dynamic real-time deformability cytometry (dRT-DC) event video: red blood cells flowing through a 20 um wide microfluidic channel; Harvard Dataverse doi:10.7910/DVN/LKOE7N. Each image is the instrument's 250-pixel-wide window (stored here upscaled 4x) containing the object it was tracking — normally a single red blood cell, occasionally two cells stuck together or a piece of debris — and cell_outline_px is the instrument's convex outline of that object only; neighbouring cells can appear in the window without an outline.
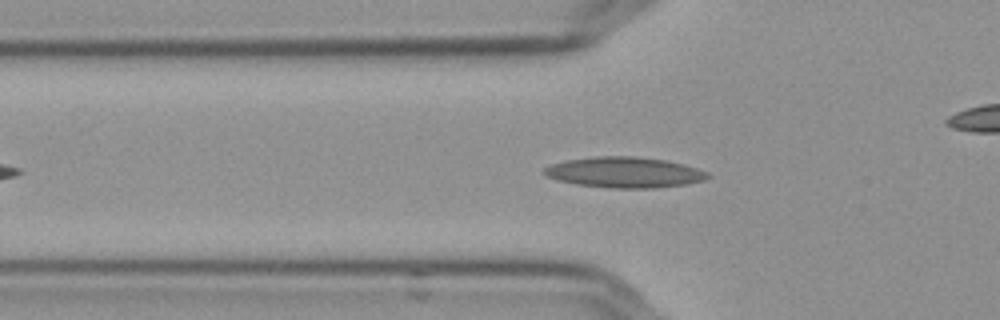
{"species": "Egyptian fruit bat (a non-hibernating species)", "species_latin": "Rousettus aegyptiacus", "temperature_condition": "cold", "stored_images_in_passage": 44, "camera_frame_rate_fps": 3000, "um_per_image_px": 0.085, "frame": {"image": 1, "passage_image": 11, "time_ms": 3.333, "image_size_px": [1000, 320], "cell_outline_px": [[712, 176], [704, 180], [688, 184], [656, 188], [608, 188], [576, 184], [556, 180], [544, 176], [544, 168], [552, 164], [568, 160], [600, 156], [632, 156], [664, 160], [684, 164], [708, 172]], "centroid_in_image_um": [53.1, 14.66], "position_along_channel_um": 72.7, "area_um2": 29.25}}
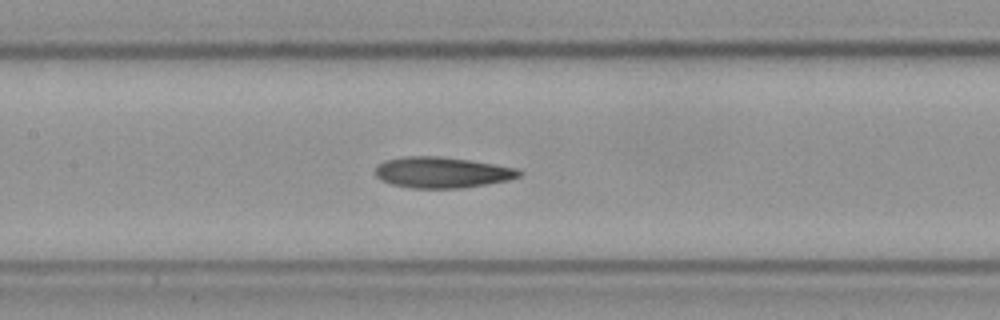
{"frame": {"image": 2, "passage_image": 19, "time_ms": 6.0, "image_size_px": [1000, 320], "cell_outline_px": [[524, 172], [520, 176], [508, 180], [460, 188], [412, 188], [392, 184], [380, 180], [376, 176], [376, 168], [384, 160], [404, 156], [440, 156], [468, 160], [516, 168]], "centroid_in_image_um": [37.55, 14.65], "position_along_channel_um": 169.9, "area_um2": 25.72}}
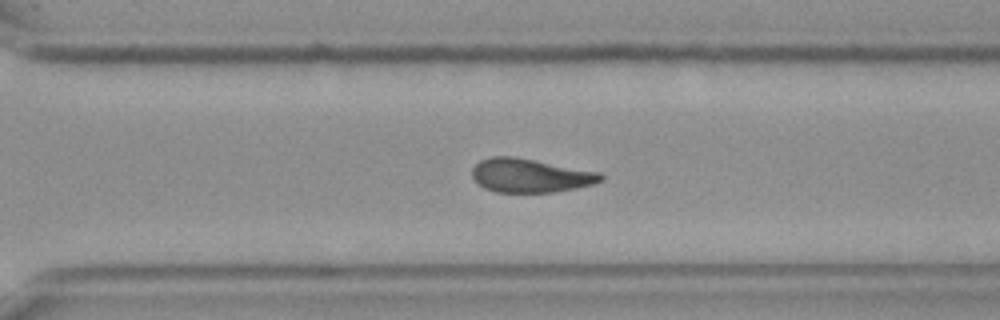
{"frame": {"image": 3, "passage_image": 32, "time_ms": 10.333, "image_size_px": [1000, 320], "cell_outline_px": [[604, 180], [592, 184], [552, 192], [496, 192], [484, 188], [472, 176], [472, 168], [480, 160], [492, 156], [512, 156], [600, 172], [604, 176]], "centroid_in_image_um": [45.05, 14.91], "position_along_channel_um": 325.5, "area_um2": 25.03}, "authors_computed_cell_mechanics": {"area_um2": 25.7788, "velocity_mm_per_s": 3.6068, "shape_relaxation_time_tau1_ms": null, "shape_relaxation_time_tau2_ms": 3.7511, "deformation_change_tau1": null, "deformation_change_tau2": 0.1084}}